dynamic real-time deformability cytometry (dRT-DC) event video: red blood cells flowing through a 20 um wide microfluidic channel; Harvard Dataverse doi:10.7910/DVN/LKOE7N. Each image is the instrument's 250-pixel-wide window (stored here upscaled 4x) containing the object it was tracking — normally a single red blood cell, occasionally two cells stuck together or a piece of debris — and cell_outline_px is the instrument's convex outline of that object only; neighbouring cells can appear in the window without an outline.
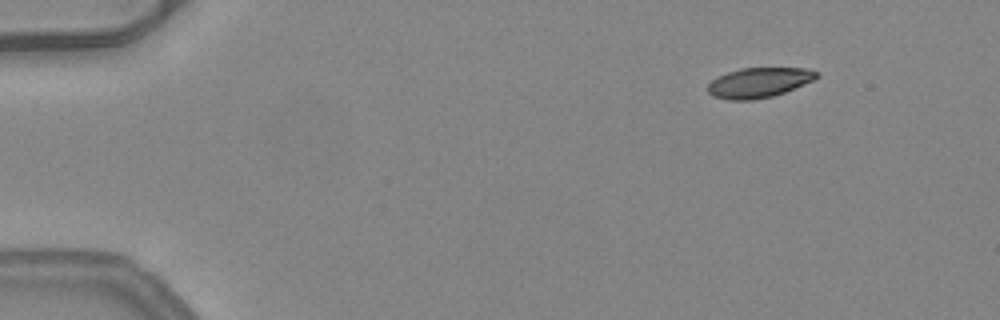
{"species": "common noctule bat (a hibernating species)", "species_latin": "Nyctalus noctula", "temperature_condition": "warm", "stored_images_in_passage": 46, "camera_frame_rate_fps": 3000, "um_per_image_px": 0.085, "animal": {"sex": "female", "body_mass_g": 24.6, "forearm_length_mm": 56.2}, "frame": {"image": 1, "passage_image": 1, "time_ms": 0.0, "image_size_px": [1000, 320], "cell_outline_px": [[820, 76], [816, 80], [784, 92], [772, 96], [752, 100], [728, 100], [712, 96], [708, 92], [708, 84], [712, 80], [728, 72], [740, 68], [808, 68], [820, 72]], "centroid_in_image_um": [64.56, 7.02], "position_along_channel_um": 20.4, "area_um2": 19.13}}
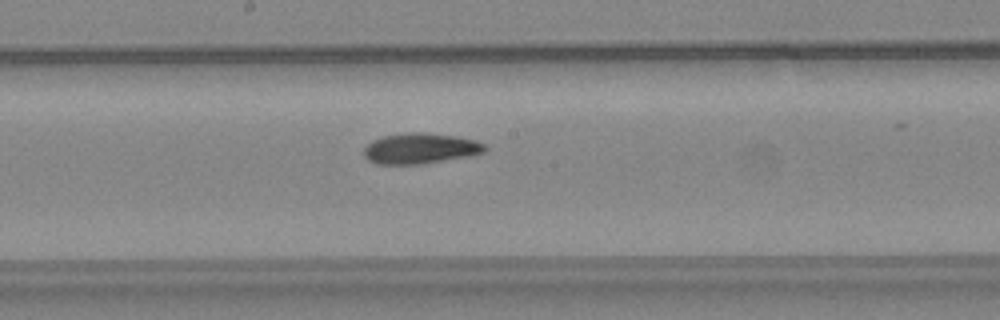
{"frame": {"image": 2, "passage_image": 23, "time_ms": 7.333, "image_size_px": [1000, 320], "cell_outline_px": [[488, 148], [484, 152], [468, 156], [420, 164], [376, 164], [368, 160], [364, 156], [364, 148], [372, 140], [384, 136], [408, 132], [428, 132], [476, 140], [484, 144]], "centroid_in_image_um": [35.71, 12.61], "position_along_channel_um": 212.5, "area_um2": 21.5}}
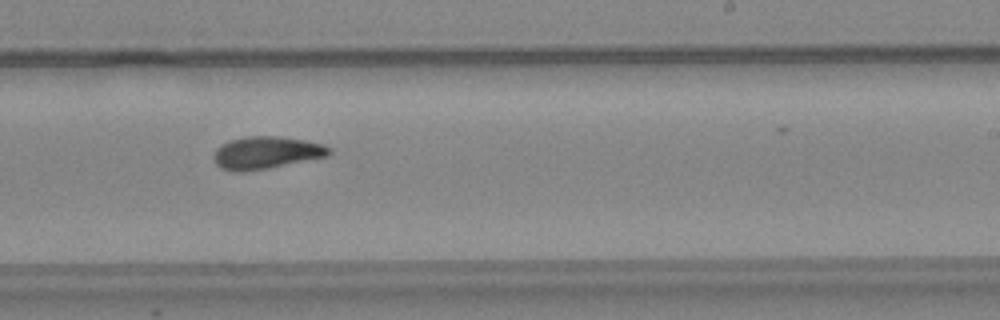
{"frame": {"image": 3, "passage_image": 27, "time_ms": 8.667, "image_size_px": [1000, 320], "cell_outline_px": [[332, 152], [328, 156], [268, 168], [244, 172], [232, 172], [220, 168], [216, 164], [212, 156], [216, 148], [220, 144], [228, 140], [244, 136], [276, 136], [304, 140], [324, 144], [332, 148]], "centroid_in_image_um": [22.59, 12.98], "position_along_channel_um": 266.4, "area_um2": 22.14}, "authors_computed_cell_mechanics": {"area_um2": 21.1259, "velocity_mm_per_s": 4.0602, "shape_relaxation_time_tau1_ms": 10.1625, "shape_relaxation_time_tau2_ms": 3.5725, "deformation_change_tau1": 0.2741, "deformation_change_tau2": 0.1115}}